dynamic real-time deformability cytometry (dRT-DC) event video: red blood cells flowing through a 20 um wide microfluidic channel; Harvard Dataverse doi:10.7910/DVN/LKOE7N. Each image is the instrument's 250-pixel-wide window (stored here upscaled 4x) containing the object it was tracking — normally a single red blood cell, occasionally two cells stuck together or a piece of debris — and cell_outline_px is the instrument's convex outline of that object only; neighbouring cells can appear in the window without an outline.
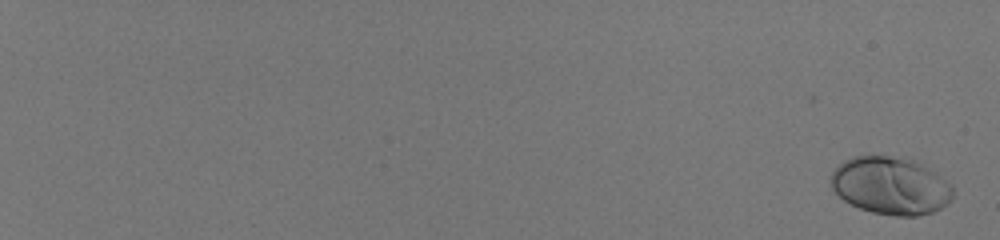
{"species": "human", "species_latin": "Homo sapiens", "temperature_condition": "room temperature", "stored_images_in_passage": 59, "camera_frame_rate_fps": 3000, "um_per_image_px": 0.085, "donor": {"sex": "male"}, "frame": {"image": 1, "passage_image": 2, "time_ms": 0.333, "image_size_px": [1000, 240], "cell_outline_px": [[952, 200], [940, 208], [932, 212], [916, 216], [896, 216], [872, 212], [860, 208], [844, 200], [832, 188], [832, 172], [844, 160], [856, 156], [908, 156], [920, 160], [952, 184]], "centroid_in_image_um": [75.76, 15.76], "position_along_channel_um": 9.2, "area_um2": 41.33}}
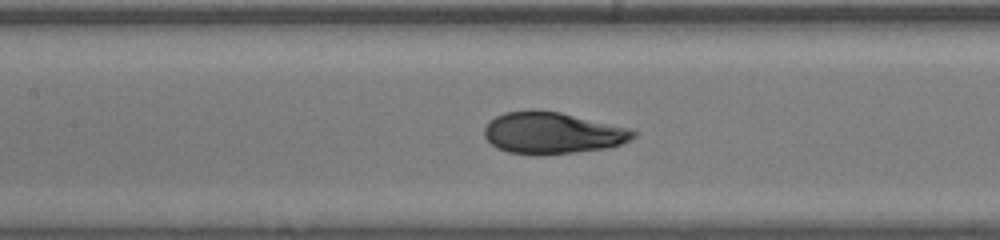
{"frame": {"image": 2, "passage_image": 35, "time_ms": 11.333, "image_size_px": [1000, 240], "cell_outline_px": [[636, 136], [632, 140], [608, 148], [536, 156], [508, 152], [496, 148], [484, 136], [484, 128], [496, 116], [504, 112], [532, 108], [560, 112], [632, 128], [636, 132]], "centroid_in_image_um": [46.96, 11.29], "position_along_channel_um": 160.4, "area_um2": 36.65}}
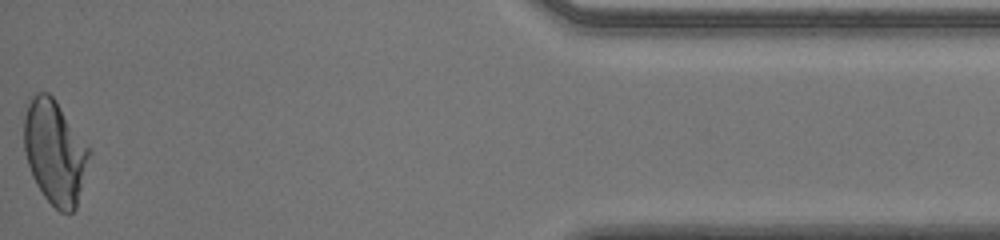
{"frame": {"image": 3, "passage_image": 59, "time_ms": 19.333, "image_size_px": [1000, 240], "cell_outline_px": [[92, 152], [76, 208], [72, 212], [60, 212], [44, 196], [36, 184], [32, 176], [24, 152], [24, 116], [28, 104], [32, 96], [36, 92], [48, 92], [56, 100]], "centroid_in_image_um": [4.66, 12.93], "position_along_channel_um": 430.5, "area_um2": 39.42}, "authors_computed_cell_mechanics": {"area_um2": 37.57, "velocity_mm_per_s": 4.0407, "shape_relaxation_time_tau1_ms": 3.1011, "shape_relaxation_time_tau2_ms": null, "deformation_change_tau1": 0.1532, "deformation_change_tau2": null}}